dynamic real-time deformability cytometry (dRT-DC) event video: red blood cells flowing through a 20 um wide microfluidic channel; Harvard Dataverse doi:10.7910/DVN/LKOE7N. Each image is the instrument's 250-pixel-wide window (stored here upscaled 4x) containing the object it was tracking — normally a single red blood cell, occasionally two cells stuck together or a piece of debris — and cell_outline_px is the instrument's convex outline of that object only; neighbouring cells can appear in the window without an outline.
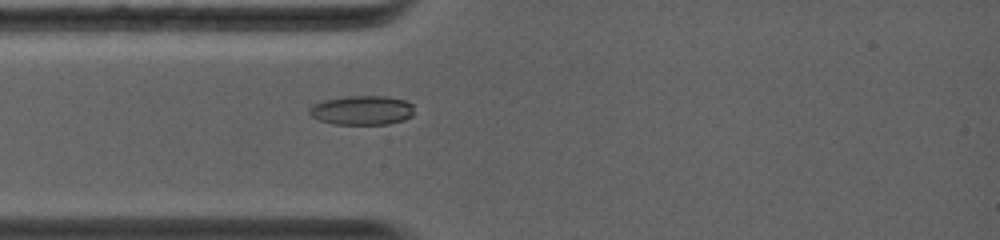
{"species": "common noctule bat (a hibernating species)", "species_latin": "Nyctalus noctula", "temperature_condition": "warm", "stored_images_in_passage": 48, "camera_frame_rate_fps": 5000, "um_per_image_px": 0.085, "animal": {"sex": "female", "body_mass_g": 19.0, "forearm_length_mm": 56.7}, "frame": {"image": 1, "passage_image": 1, "time_ms": 0.0, "image_size_px": [1000, 240], "cell_outline_px": [[412, 116], [404, 120], [388, 124], [332, 124], [320, 120], [312, 116], [308, 112], [308, 108], [312, 104], [324, 100], [348, 96], [388, 96], [404, 100], [412, 104]], "centroid_in_image_um": [30.75, 9.37], "position_along_channel_um": 54.3, "area_um2": 17.92}}
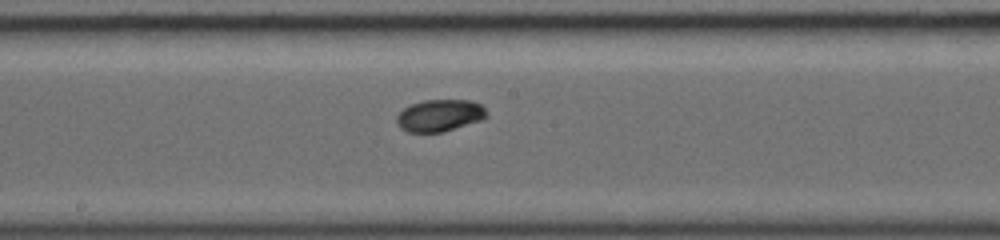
{"frame": {"image": 2, "passage_image": 20, "time_ms": 3.6, "image_size_px": [1000, 240], "cell_outline_px": [[488, 116], [484, 120], [444, 132], [408, 132], [400, 128], [396, 124], [396, 116], [404, 108], [412, 104], [424, 100], [472, 100], [480, 104], [484, 108]], "centroid_in_image_um": [37.39, 9.82], "position_along_channel_um": 210.8, "area_um2": 16.99}}
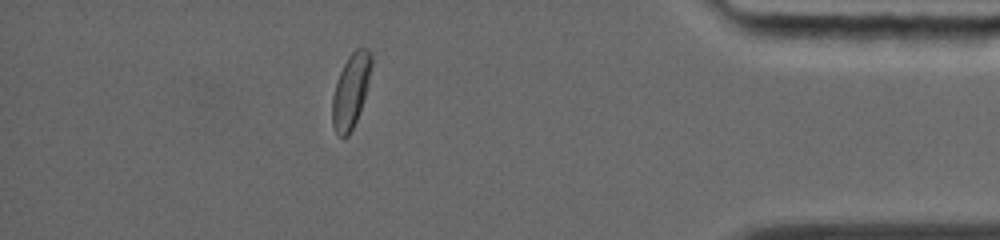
{"frame": {"image": 3, "passage_image": 41, "time_ms": 9.0, "image_size_px": [1000, 240], "cell_outline_px": [[372, 64], [364, 96], [356, 120], [348, 136], [340, 136], [336, 132], [332, 124], [332, 96], [340, 72], [348, 56], [356, 48], [364, 48], [372, 56]], "centroid_in_image_um": [29.8, 7.71], "position_along_channel_um": 405.4, "area_um2": 16.36}}